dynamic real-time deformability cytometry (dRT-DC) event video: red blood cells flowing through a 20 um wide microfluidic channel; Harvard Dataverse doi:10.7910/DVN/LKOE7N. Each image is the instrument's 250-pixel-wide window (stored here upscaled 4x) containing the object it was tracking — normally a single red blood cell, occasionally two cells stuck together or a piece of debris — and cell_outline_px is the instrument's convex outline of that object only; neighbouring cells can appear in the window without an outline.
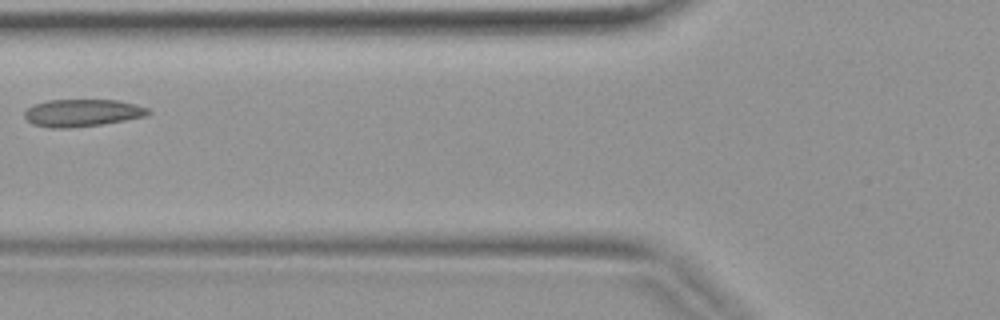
{"species": "common noctule bat (a hibernating species)", "species_latin": "Nyctalus noctula", "temperature_condition": "warm", "stored_images_in_passage": 2, "camera_frame_rate_fps": 3000, "um_per_image_px": 0.085, "animal": {"sex": "female", "body_mass_g": 19.9}, "frame": {"image": 1, "passage_image": 2, "time_ms": 0.333, "image_size_px": [1000, 320], "cell_outline_px": [[152, 112], [148, 116], [100, 124], [68, 128], [52, 128], [32, 124], [24, 116], [24, 112], [32, 104], [48, 100], [116, 100], [136, 104], [148, 108]], "centroid_in_image_um": [6.99, 9.59], "position_along_channel_um": 118.8, "area_um2": 19.71}}